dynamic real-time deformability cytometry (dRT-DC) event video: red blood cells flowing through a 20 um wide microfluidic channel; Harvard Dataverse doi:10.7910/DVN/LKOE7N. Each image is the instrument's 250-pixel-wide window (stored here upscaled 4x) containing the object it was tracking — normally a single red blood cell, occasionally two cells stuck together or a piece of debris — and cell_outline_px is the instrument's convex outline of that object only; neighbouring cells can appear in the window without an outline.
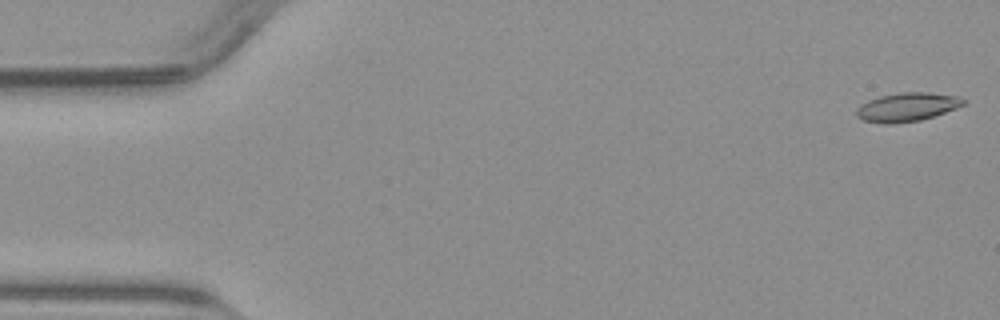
{"species": "common noctule bat (a hibernating species)", "species_latin": "Nyctalus noctula", "temperature_condition": "warm", "stored_images_in_passage": 50, "camera_frame_rate_fps": 3000, "um_per_image_px": 0.085, "animal": {"sex": "male", "body_mass_g": 23.1, "forearm_length_mm": 52.7}, "frame": {"image": 1, "passage_image": 1, "time_ms": 0.0, "image_size_px": [1000, 320], "cell_outline_px": [[968, 100], [964, 104], [956, 108], [920, 120], [892, 124], [884, 124], [864, 120], [856, 116], [856, 108], [860, 104], [868, 100], [880, 96], [900, 92], [928, 92], [960, 96]], "centroid_in_image_um": [77.1, 9.09], "position_along_channel_um": 7.9, "area_um2": 17.98}}
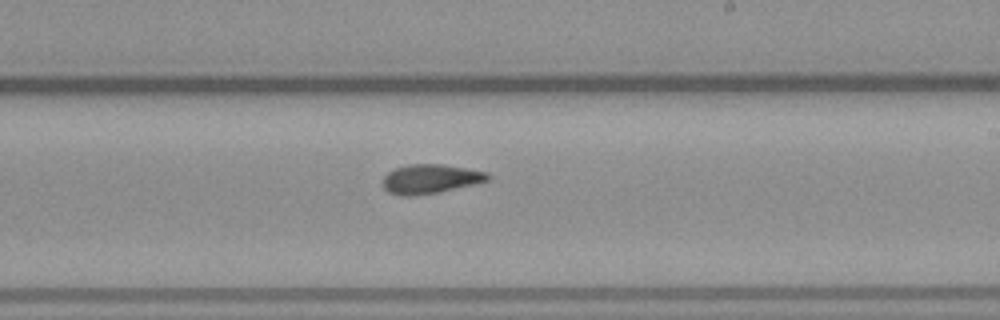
{"frame": {"image": 2, "passage_image": 29, "time_ms": 9.333, "image_size_px": [1000, 320], "cell_outline_px": [[492, 176], [488, 180], [440, 192], [408, 196], [388, 192], [384, 188], [384, 176], [392, 168], [408, 164], [444, 164], [488, 172]], "centroid_in_image_um": [36.58, 15.19], "position_along_channel_um": 252.4, "area_um2": 17.8}}
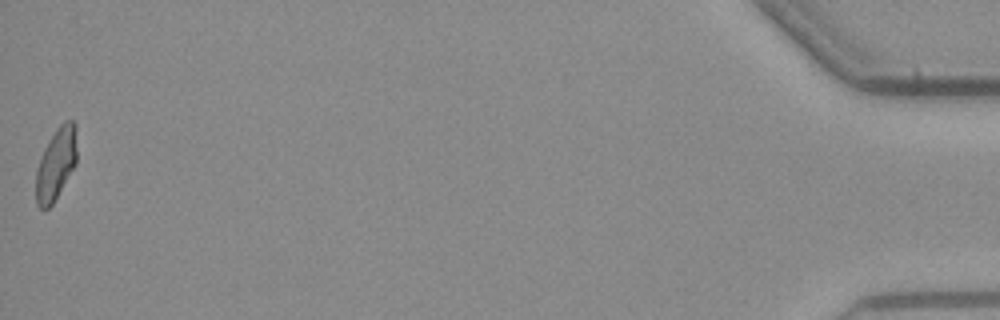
{"frame": {"image": 3, "passage_image": 50, "time_ms": 16.333, "image_size_px": [1000, 320], "cell_outline_px": [[76, 164], [52, 204], [48, 208], [40, 208], [36, 204], [36, 168], [44, 148], [56, 128], [64, 120], [72, 120], [76, 124]], "centroid_in_image_um": [4.76, 13.9], "position_along_channel_um": 430.4, "area_um2": 17.11}}